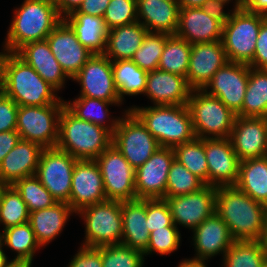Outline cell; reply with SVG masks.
I'll return each mask as SVG.
<instances>
[{
	"label": "cell",
	"instance_id": "cell-8",
	"mask_svg": "<svg viewBox=\"0 0 267 267\" xmlns=\"http://www.w3.org/2000/svg\"><path fill=\"white\" fill-rule=\"evenodd\" d=\"M84 218L85 243L82 246L100 247L121 244L123 227L121 201L107 200L81 209Z\"/></svg>",
	"mask_w": 267,
	"mask_h": 267
},
{
	"label": "cell",
	"instance_id": "cell-63",
	"mask_svg": "<svg viewBox=\"0 0 267 267\" xmlns=\"http://www.w3.org/2000/svg\"><path fill=\"white\" fill-rule=\"evenodd\" d=\"M220 1H224L225 3H229V1H231V0H220ZM235 1H236V3H235L234 10L242 8V0H235Z\"/></svg>",
	"mask_w": 267,
	"mask_h": 267
},
{
	"label": "cell",
	"instance_id": "cell-3",
	"mask_svg": "<svg viewBox=\"0 0 267 267\" xmlns=\"http://www.w3.org/2000/svg\"><path fill=\"white\" fill-rule=\"evenodd\" d=\"M15 10L4 52H16L26 43L45 40L62 20L56 5L45 0H24Z\"/></svg>",
	"mask_w": 267,
	"mask_h": 267
},
{
	"label": "cell",
	"instance_id": "cell-62",
	"mask_svg": "<svg viewBox=\"0 0 267 267\" xmlns=\"http://www.w3.org/2000/svg\"><path fill=\"white\" fill-rule=\"evenodd\" d=\"M7 96L3 82L0 80V102Z\"/></svg>",
	"mask_w": 267,
	"mask_h": 267
},
{
	"label": "cell",
	"instance_id": "cell-16",
	"mask_svg": "<svg viewBox=\"0 0 267 267\" xmlns=\"http://www.w3.org/2000/svg\"><path fill=\"white\" fill-rule=\"evenodd\" d=\"M174 159L173 148L159 147L135 170L136 199L165 198L168 172Z\"/></svg>",
	"mask_w": 267,
	"mask_h": 267
},
{
	"label": "cell",
	"instance_id": "cell-4",
	"mask_svg": "<svg viewBox=\"0 0 267 267\" xmlns=\"http://www.w3.org/2000/svg\"><path fill=\"white\" fill-rule=\"evenodd\" d=\"M112 144V134L75 116L66 106L59 118L57 148L77 160H95Z\"/></svg>",
	"mask_w": 267,
	"mask_h": 267
},
{
	"label": "cell",
	"instance_id": "cell-66",
	"mask_svg": "<svg viewBox=\"0 0 267 267\" xmlns=\"http://www.w3.org/2000/svg\"><path fill=\"white\" fill-rule=\"evenodd\" d=\"M45 1H49V2H52L54 4L57 2V0H45Z\"/></svg>",
	"mask_w": 267,
	"mask_h": 267
},
{
	"label": "cell",
	"instance_id": "cell-68",
	"mask_svg": "<svg viewBox=\"0 0 267 267\" xmlns=\"http://www.w3.org/2000/svg\"><path fill=\"white\" fill-rule=\"evenodd\" d=\"M262 267H267V261L265 262V264Z\"/></svg>",
	"mask_w": 267,
	"mask_h": 267
},
{
	"label": "cell",
	"instance_id": "cell-57",
	"mask_svg": "<svg viewBox=\"0 0 267 267\" xmlns=\"http://www.w3.org/2000/svg\"><path fill=\"white\" fill-rule=\"evenodd\" d=\"M206 261H198L193 259H185L184 261L180 262L178 267H207Z\"/></svg>",
	"mask_w": 267,
	"mask_h": 267
},
{
	"label": "cell",
	"instance_id": "cell-61",
	"mask_svg": "<svg viewBox=\"0 0 267 267\" xmlns=\"http://www.w3.org/2000/svg\"><path fill=\"white\" fill-rule=\"evenodd\" d=\"M7 267H31V265L24 262L12 261Z\"/></svg>",
	"mask_w": 267,
	"mask_h": 267
},
{
	"label": "cell",
	"instance_id": "cell-14",
	"mask_svg": "<svg viewBox=\"0 0 267 267\" xmlns=\"http://www.w3.org/2000/svg\"><path fill=\"white\" fill-rule=\"evenodd\" d=\"M217 187L205 185L199 191L175 197H165L173 223L195 229L216 212Z\"/></svg>",
	"mask_w": 267,
	"mask_h": 267
},
{
	"label": "cell",
	"instance_id": "cell-26",
	"mask_svg": "<svg viewBox=\"0 0 267 267\" xmlns=\"http://www.w3.org/2000/svg\"><path fill=\"white\" fill-rule=\"evenodd\" d=\"M43 149L38 143L20 139L0 164V177L13 185L17 180L34 176Z\"/></svg>",
	"mask_w": 267,
	"mask_h": 267
},
{
	"label": "cell",
	"instance_id": "cell-65",
	"mask_svg": "<svg viewBox=\"0 0 267 267\" xmlns=\"http://www.w3.org/2000/svg\"><path fill=\"white\" fill-rule=\"evenodd\" d=\"M3 55H4V53L0 52V77H1V61H2Z\"/></svg>",
	"mask_w": 267,
	"mask_h": 267
},
{
	"label": "cell",
	"instance_id": "cell-49",
	"mask_svg": "<svg viewBox=\"0 0 267 267\" xmlns=\"http://www.w3.org/2000/svg\"><path fill=\"white\" fill-rule=\"evenodd\" d=\"M18 107L7 96L0 102V132L16 130Z\"/></svg>",
	"mask_w": 267,
	"mask_h": 267
},
{
	"label": "cell",
	"instance_id": "cell-53",
	"mask_svg": "<svg viewBox=\"0 0 267 267\" xmlns=\"http://www.w3.org/2000/svg\"><path fill=\"white\" fill-rule=\"evenodd\" d=\"M20 139V134L16 130L0 132V164Z\"/></svg>",
	"mask_w": 267,
	"mask_h": 267
},
{
	"label": "cell",
	"instance_id": "cell-28",
	"mask_svg": "<svg viewBox=\"0 0 267 267\" xmlns=\"http://www.w3.org/2000/svg\"><path fill=\"white\" fill-rule=\"evenodd\" d=\"M123 234L121 244L144 252L150 232L146 223V199L121 202Z\"/></svg>",
	"mask_w": 267,
	"mask_h": 267
},
{
	"label": "cell",
	"instance_id": "cell-48",
	"mask_svg": "<svg viewBox=\"0 0 267 267\" xmlns=\"http://www.w3.org/2000/svg\"><path fill=\"white\" fill-rule=\"evenodd\" d=\"M68 267H102L101 246H82Z\"/></svg>",
	"mask_w": 267,
	"mask_h": 267
},
{
	"label": "cell",
	"instance_id": "cell-1",
	"mask_svg": "<svg viewBox=\"0 0 267 267\" xmlns=\"http://www.w3.org/2000/svg\"><path fill=\"white\" fill-rule=\"evenodd\" d=\"M7 97L18 106H46L65 103L57 97V90L47 83L29 64L15 52H4L1 77Z\"/></svg>",
	"mask_w": 267,
	"mask_h": 267
},
{
	"label": "cell",
	"instance_id": "cell-6",
	"mask_svg": "<svg viewBox=\"0 0 267 267\" xmlns=\"http://www.w3.org/2000/svg\"><path fill=\"white\" fill-rule=\"evenodd\" d=\"M187 106L197 138H229L236 114L221 100L204 90H192Z\"/></svg>",
	"mask_w": 267,
	"mask_h": 267
},
{
	"label": "cell",
	"instance_id": "cell-34",
	"mask_svg": "<svg viewBox=\"0 0 267 267\" xmlns=\"http://www.w3.org/2000/svg\"><path fill=\"white\" fill-rule=\"evenodd\" d=\"M112 70L121 102L124 95L144 94L148 72L139 68L132 60L112 61Z\"/></svg>",
	"mask_w": 267,
	"mask_h": 267
},
{
	"label": "cell",
	"instance_id": "cell-20",
	"mask_svg": "<svg viewBox=\"0 0 267 267\" xmlns=\"http://www.w3.org/2000/svg\"><path fill=\"white\" fill-rule=\"evenodd\" d=\"M228 58L220 41L193 44L186 80L192 90H203Z\"/></svg>",
	"mask_w": 267,
	"mask_h": 267
},
{
	"label": "cell",
	"instance_id": "cell-27",
	"mask_svg": "<svg viewBox=\"0 0 267 267\" xmlns=\"http://www.w3.org/2000/svg\"><path fill=\"white\" fill-rule=\"evenodd\" d=\"M136 3L138 22L144 25L148 32L175 35L180 13L178 2L136 0ZM140 17L144 21H140Z\"/></svg>",
	"mask_w": 267,
	"mask_h": 267
},
{
	"label": "cell",
	"instance_id": "cell-41",
	"mask_svg": "<svg viewBox=\"0 0 267 267\" xmlns=\"http://www.w3.org/2000/svg\"><path fill=\"white\" fill-rule=\"evenodd\" d=\"M30 212L17 190L9 185L0 200V223L4 229L29 222Z\"/></svg>",
	"mask_w": 267,
	"mask_h": 267
},
{
	"label": "cell",
	"instance_id": "cell-5",
	"mask_svg": "<svg viewBox=\"0 0 267 267\" xmlns=\"http://www.w3.org/2000/svg\"><path fill=\"white\" fill-rule=\"evenodd\" d=\"M146 126L160 147L174 148L196 136L187 105H154L129 108Z\"/></svg>",
	"mask_w": 267,
	"mask_h": 267
},
{
	"label": "cell",
	"instance_id": "cell-56",
	"mask_svg": "<svg viewBox=\"0 0 267 267\" xmlns=\"http://www.w3.org/2000/svg\"><path fill=\"white\" fill-rule=\"evenodd\" d=\"M206 1L207 0H178V4L180 8H199L202 7Z\"/></svg>",
	"mask_w": 267,
	"mask_h": 267
},
{
	"label": "cell",
	"instance_id": "cell-52",
	"mask_svg": "<svg viewBox=\"0 0 267 267\" xmlns=\"http://www.w3.org/2000/svg\"><path fill=\"white\" fill-rule=\"evenodd\" d=\"M110 0H84L77 11L73 13H85L92 16L103 17Z\"/></svg>",
	"mask_w": 267,
	"mask_h": 267
},
{
	"label": "cell",
	"instance_id": "cell-44",
	"mask_svg": "<svg viewBox=\"0 0 267 267\" xmlns=\"http://www.w3.org/2000/svg\"><path fill=\"white\" fill-rule=\"evenodd\" d=\"M102 267H142L144 253L125 246L113 244L101 246Z\"/></svg>",
	"mask_w": 267,
	"mask_h": 267
},
{
	"label": "cell",
	"instance_id": "cell-58",
	"mask_svg": "<svg viewBox=\"0 0 267 267\" xmlns=\"http://www.w3.org/2000/svg\"><path fill=\"white\" fill-rule=\"evenodd\" d=\"M259 242L262 245V247L266 253V257H267V215L265 217V222H264L261 237L259 238Z\"/></svg>",
	"mask_w": 267,
	"mask_h": 267
},
{
	"label": "cell",
	"instance_id": "cell-7",
	"mask_svg": "<svg viewBox=\"0 0 267 267\" xmlns=\"http://www.w3.org/2000/svg\"><path fill=\"white\" fill-rule=\"evenodd\" d=\"M266 19L244 8L232 11L221 38L228 61L249 64L253 60L260 26Z\"/></svg>",
	"mask_w": 267,
	"mask_h": 267
},
{
	"label": "cell",
	"instance_id": "cell-54",
	"mask_svg": "<svg viewBox=\"0 0 267 267\" xmlns=\"http://www.w3.org/2000/svg\"><path fill=\"white\" fill-rule=\"evenodd\" d=\"M83 1L84 0H57L55 5L59 16L63 19L74 11H77Z\"/></svg>",
	"mask_w": 267,
	"mask_h": 267
},
{
	"label": "cell",
	"instance_id": "cell-31",
	"mask_svg": "<svg viewBox=\"0 0 267 267\" xmlns=\"http://www.w3.org/2000/svg\"><path fill=\"white\" fill-rule=\"evenodd\" d=\"M73 212L66 202H57L51 207L30 212L29 223L41 247L61 233Z\"/></svg>",
	"mask_w": 267,
	"mask_h": 267
},
{
	"label": "cell",
	"instance_id": "cell-59",
	"mask_svg": "<svg viewBox=\"0 0 267 267\" xmlns=\"http://www.w3.org/2000/svg\"><path fill=\"white\" fill-rule=\"evenodd\" d=\"M12 263L7 260L6 254L2 249H0V267H7Z\"/></svg>",
	"mask_w": 267,
	"mask_h": 267
},
{
	"label": "cell",
	"instance_id": "cell-11",
	"mask_svg": "<svg viewBox=\"0 0 267 267\" xmlns=\"http://www.w3.org/2000/svg\"><path fill=\"white\" fill-rule=\"evenodd\" d=\"M95 161L101 170L107 200L123 202L136 199L135 169L113 144Z\"/></svg>",
	"mask_w": 267,
	"mask_h": 267
},
{
	"label": "cell",
	"instance_id": "cell-38",
	"mask_svg": "<svg viewBox=\"0 0 267 267\" xmlns=\"http://www.w3.org/2000/svg\"><path fill=\"white\" fill-rule=\"evenodd\" d=\"M266 261L259 240H235L223 257L224 267H262Z\"/></svg>",
	"mask_w": 267,
	"mask_h": 267
},
{
	"label": "cell",
	"instance_id": "cell-17",
	"mask_svg": "<svg viewBox=\"0 0 267 267\" xmlns=\"http://www.w3.org/2000/svg\"><path fill=\"white\" fill-rule=\"evenodd\" d=\"M107 201L101 170L95 160H77L73 169L69 205L74 213Z\"/></svg>",
	"mask_w": 267,
	"mask_h": 267
},
{
	"label": "cell",
	"instance_id": "cell-13",
	"mask_svg": "<svg viewBox=\"0 0 267 267\" xmlns=\"http://www.w3.org/2000/svg\"><path fill=\"white\" fill-rule=\"evenodd\" d=\"M248 78V64L228 61L213 75L203 90L221 100L236 116L242 117Z\"/></svg>",
	"mask_w": 267,
	"mask_h": 267
},
{
	"label": "cell",
	"instance_id": "cell-23",
	"mask_svg": "<svg viewBox=\"0 0 267 267\" xmlns=\"http://www.w3.org/2000/svg\"><path fill=\"white\" fill-rule=\"evenodd\" d=\"M191 91L186 77L156 69L148 72L144 94L154 105H187Z\"/></svg>",
	"mask_w": 267,
	"mask_h": 267
},
{
	"label": "cell",
	"instance_id": "cell-18",
	"mask_svg": "<svg viewBox=\"0 0 267 267\" xmlns=\"http://www.w3.org/2000/svg\"><path fill=\"white\" fill-rule=\"evenodd\" d=\"M208 164V185L235 186L240 160L229 138H203Z\"/></svg>",
	"mask_w": 267,
	"mask_h": 267
},
{
	"label": "cell",
	"instance_id": "cell-37",
	"mask_svg": "<svg viewBox=\"0 0 267 267\" xmlns=\"http://www.w3.org/2000/svg\"><path fill=\"white\" fill-rule=\"evenodd\" d=\"M192 45L176 35L166 38L158 69L186 77Z\"/></svg>",
	"mask_w": 267,
	"mask_h": 267
},
{
	"label": "cell",
	"instance_id": "cell-24",
	"mask_svg": "<svg viewBox=\"0 0 267 267\" xmlns=\"http://www.w3.org/2000/svg\"><path fill=\"white\" fill-rule=\"evenodd\" d=\"M222 32L223 24L210 17L201 7L180 8L175 35L191 45L220 41Z\"/></svg>",
	"mask_w": 267,
	"mask_h": 267
},
{
	"label": "cell",
	"instance_id": "cell-64",
	"mask_svg": "<svg viewBox=\"0 0 267 267\" xmlns=\"http://www.w3.org/2000/svg\"><path fill=\"white\" fill-rule=\"evenodd\" d=\"M3 233H0V249H3Z\"/></svg>",
	"mask_w": 267,
	"mask_h": 267
},
{
	"label": "cell",
	"instance_id": "cell-36",
	"mask_svg": "<svg viewBox=\"0 0 267 267\" xmlns=\"http://www.w3.org/2000/svg\"><path fill=\"white\" fill-rule=\"evenodd\" d=\"M3 245L17 252V256L12 261L30 265H32L36 249L41 247L29 222L4 229Z\"/></svg>",
	"mask_w": 267,
	"mask_h": 267
},
{
	"label": "cell",
	"instance_id": "cell-22",
	"mask_svg": "<svg viewBox=\"0 0 267 267\" xmlns=\"http://www.w3.org/2000/svg\"><path fill=\"white\" fill-rule=\"evenodd\" d=\"M192 231L197 254L193 260L205 262V260L218 253H222L224 257L230 246L235 242L229 228L216 212Z\"/></svg>",
	"mask_w": 267,
	"mask_h": 267
},
{
	"label": "cell",
	"instance_id": "cell-47",
	"mask_svg": "<svg viewBox=\"0 0 267 267\" xmlns=\"http://www.w3.org/2000/svg\"><path fill=\"white\" fill-rule=\"evenodd\" d=\"M146 223L150 233L164 227L176 226L165 199H146Z\"/></svg>",
	"mask_w": 267,
	"mask_h": 267
},
{
	"label": "cell",
	"instance_id": "cell-55",
	"mask_svg": "<svg viewBox=\"0 0 267 267\" xmlns=\"http://www.w3.org/2000/svg\"><path fill=\"white\" fill-rule=\"evenodd\" d=\"M242 8L267 17V0H242Z\"/></svg>",
	"mask_w": 267,
	"mask_h": 267
},
{
	"label": "cell",
	"instance_id": "cell-42",
	"mask_svg": "<svg viewBox=\"0 0 267 267\" xmlns=\"http://www.w3.org/2000/svg\"><path fill=\"white\" fill-rule=\"evenodd\" d=\"M168 36L167 33L148 32L131 60L146 72L158 69Z\"/></svg>",
	"mask_w": 267,
	"mask_h": 267
},
{
	"label": "cell",
	"instance_id": "cell-9",
	"mask_svg": "<svg viewBox=\"0 0 267 267\" xmlns=\"http://www.w3.org/2000/svg\"><path fill=\"white\" fill-rule=\"evenodd\" d=\"M65 103L19 106L16 131L21 139L55 148L59 140V118Z\"/></svg>",
	"mask_w": 267,
	"mask_h": 267
},
{
	"label": "cell",
	"instance_id": "cell-21",
	"mask_svg": "<svg viewBox=\"0 0 267 267\" xmlns=\"http://www.w3.org/2000/svg\"><path fill=\"white\" fill-rule=\"evenodd\" d=\"M229 139L240 161L267 156V118L236 116Z\"/></svg>",
	"mask_w": 267,
	"mask_h": 267
},
{
	"label": "cell",
	"instance_id": "cell-25",
	"mask_svg": "<svg viewBox=\"0 0 267 267\" xmlns=\"http://www.w3.org/2000/svg\"><path fill=\"white\" fill-rule=\"evenodd\" d=\"M57 91L69 78L50 50L47 39L24 44L15 52Z\"/></svg>",
	"mask_w": 267,
	"mask_h": 267
},
{
	"label": "cell",
	"instance_id": "cell-43",
	"mask_svg": "<svg viewBox=\"0 0 267 267\" xmlns=\"http://www.w3.org/2000/svg\"><path fill=\"white\" fill-rule=\"evenodd\" d=\"M205 184L184 165L174 159L168 172L165 197H175L199 191Z\"/></svg>",
	"mask_w": 267,
	"mask_h": 267
},
{
	"label": "cell",
	"instance_id": "cell-39",
	"mask_svg": "<svg viewBox=\"0 0 267 267\" xmlns=\"http://www.w3.org/2000/svg\"><path fill=\"white\" fill-rule=\"evenodd\" d=\"M175 159L184 165L191 173L208 185V164L205 156V142L195 137L189 142L179 144L174 148Z\"/></svg>",
	"mask_w": 267,
	"mask_h": 267
},
{
	"label": "cell",
	"instance_id": "cell-10",
	"mask_svg": "<svg viewBox=\"0 0 267 267\" xmlns=\"http://www.w3.org/2000/svg\"><path fill=\"white\" fill-rule=\"evenodd\" d=\"M112 134V144L136 170L160 147L141 120L126 110Z\"/></svg>",
	"mask_w": 267,
	"mask_h": 267
},
{
	"label": "cell",
	"instance_id": "cell-15",
	"mask_svg": "<svg viewBox=\"0 0 267 267\" xmlns=\"http://www.w3.org/2000/svg\"><path fill=\"white\" fill-rule=\"evenodd\" d=\"M72 79L81 84L79 97L121 102L114 83L112 61L104 54H93Z\"/></svg>",
	"mask_w": 267,
	"mask_h": 267
},
{
	"label": "cell",
	"instance_id": "cell-30",
	"mask_svg": "<svg viewBox=\"0 0 267 267\" xmlns=\"http://www.w3.org/2000/svg\"><path fill=\"white\" fill-rule=\"evenodd\" d=\"M63 20L75 32L78 41L93 54H104L108 29L103 17L72 13Z\"/></svg>",
	"mask_w": 267,
	"mask_h": 267
},
{
	"label": "cell",
	"instance_id": "cell-67",
	"mask_svg": "<svg viewBox=\"0 0 267 267\" xmlns=\"http://www.w3.org/2000/svg\"><path fill=\"white\" fill-rule=\"evenodd\" d=\"M162 1L178 2V0H162Z\"/></svg>",
	"mask_w": 267,
	"mask_h": 267
},
{
	"label": "cell",
	"instance_id": "cell-33",
	"mask_svg": "<svg viewBox=\"0 0 267 267\" xmlns=\"http://www.w3.org/2000/svg\"><path fill=\"white\" fill-rule=\"evenodd\" d=\"M242 117L267 118V70L249 66Z\"/></svg>",
	"mask_w": 267,
	"mask_h": 267
},
{
	"label": "cell",
	"instance_id": "cell-46",
	"mask_svg": "<svg viewBox=\"0 0 267 267\" xmlns=\"http://www.w3.org/2000/svg\"><path fill=\"white\" fill-rule=\"evenodd\" d=\"M181 234L177 226H168L164 229L154 230L149 235V244L144 255L157 252L161 255L170 254L180 246Z\"/></svg>",
	"mask_w": 267,
	"mask_h": 267
},
{
	"label": "cell",
	"instance_id": "cell-35",
	"mask_svg": "<svg viewBox=\"0 0 267 267\" xmlns=\"http://www.w3.org/2000/svg\"><path fill=\"white\" fill-rule=\"evenodd\" d=\"M112 104H118L119 106V104H122V102H109L88 97H78L72 103L67 101L65 102V106L79 119L106 128L111 134L114 133V130L116 129L120 121V118H116L112 119L110 126H107L105 124L106 120L104 119H106L107 117L109 118V111L107 107Z\"/></svg>",
	"mask_w": 267,
	"mask_h": 267
},
{
	"label": "cell",
	"instance_id": "cell-2",
	"mask_svg": "<svg viewBox=\"0 0 267 267\" xmlns=\"http://www.w3.org/2000/svg\"><path fill=\"white\" fill-rule=\"evenodd\" d=\"M216 213L235 240H259L267 208L236 186L217 187Z\"/></svg>",
	"mask_w": 267,
	"mask_h": 267
},
{
	"label": "cell",
	"instance_id": "cell-45",
	"mask_svg": "<svg viewBox=\"0 0 267 267\" xmlns=\"http://www.w3.org/2000/svg\"><path fill=\"white\" fill-rule=\"evenodd\" d=\"M103 19L108 30L138 21L136 0H110Z\"/></svg>",
	"mask_w": 267,
	"mask_h": 267
},
{
	"label": "cell",
	"instance_id": "cell-50",
	"mask_svg": "<svg viewBox=\"0 0 267 267\" xmlns=\"http://www.w3.org/2000/svg\"><path fill=\"white\" fill-rule=\"evenodd\" d=\"M248 65L255 69L267 70V19L260 26L253 60Z\"/></svg>",
	"mask_w": 267,
	"mask_h": 267
},
{
	"label": "cell",
	"instance_id": "cell-19",
	"mask_svg": "<svg viewBox=\"0 0 267 267\" xmlns=\"http://www.w3.org/2000/svg\"><path fill=\"white\" fill-rule=\"evenodd\" d=\"M46 39L52 54L69 79H72L93 56V53L78 41L75 32L63 19Z\"/></svg>",
	"mask_w": 267,
	"mask_h": 267
},
{
	"label": "cell",
	"instance_id": "cell-29",
	"mask_svg": "<svg viewBox=\"0 0 267 267\" xmlns=\"http://www.w3.org/2000/svg\"><path fill=\"white\" fill-rule=\"evenodd\" d=\"M147 33L145 26L138 21L108 30L104 55L111 61L131 60Z\"/></svg>",
	"mask_w": 267,
	"mask_h": 267
},
{
	"label": "cell",
	"instance_id": "cell-51",
	"mask_svg": "<svg viewBox=\"0 0 267 267\" xmlns=\"http://www.w3.org/2000/svg\"><path fill=\"white\" fill-rule=\"evenodd\" d=\"M224 1L220 0H207L201 7L210 17L218 20L223 25L230 19L231 14L225 13L223 7Z\"/></svg>",
	"mask_w": 267,
	"mask_h": 267
},
{
	"label": "cell",
	"instance_id": "cell-12",
	"mask_svg": "<svg viewBox=\"0 0 267 267\" xmlns=\"http://www.w3.org/2000/svg\"><path fill=\"white\" fill-rule=\"evenodd\" d=\"M76 161L68 152L57 147L42 150L35 176L57 202L69 204Z\"/></svg>",
	"mask_w": 267,
	"mask_h": 267
},
{
	"label": "cell",
	"instance_id": "cell-40",
	"mask_svg": "<svg viewBox=\"0 0 267 267\" xmlns=\"http://www.w3.org/2000/svg\"><path fill=\"white\" fill-rule=\"evenodd\" d=\"M12 186L21 195L29 212L48 208L57 203L35 175L17 180Z\"/></svg>",
	"mask_w": 267,
	"mask_h": 267
},
{
	"label": "cell",
	"instance_id": "cell-60",
	"mask_svg": "<svg viewBox=\"0 0 267 267\" xmlns=\"http://www.w3.org/2000/svg\"><path fill=\"white\" fill-rule=\"evenodd\" d=\"M9 185L0 177V200L2 199L4 191Z\"/></svg>",
	"mask_w": 267,
	"mask_h": 267
},
{
	"label": "cell",
	"instance_id": "cell-32",
	"mask_svg": "<svg viewBox=\"0 0 267 267\" xmlns=\"http://www.w3.org/2000/svg\"><path fill=\"white\" fill-rule=\"evenodd\" d=\"M239 190L263 205L267 204V156L240 161L235 185Z\"/></svg>",
	"mask_w": 267,
	"mask_h": 267
}]
</instances>
